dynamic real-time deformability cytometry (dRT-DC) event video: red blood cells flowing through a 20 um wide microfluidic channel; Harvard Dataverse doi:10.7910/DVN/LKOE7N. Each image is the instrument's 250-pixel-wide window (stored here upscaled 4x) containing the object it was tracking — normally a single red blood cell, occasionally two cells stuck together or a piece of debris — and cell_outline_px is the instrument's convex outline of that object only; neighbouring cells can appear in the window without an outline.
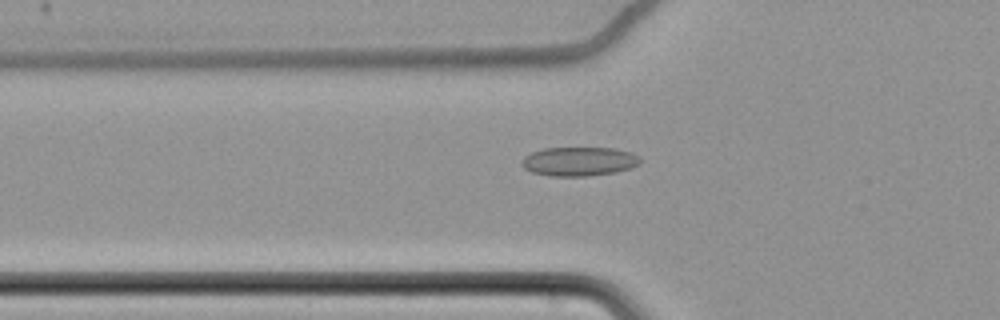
{"species": "common noctule bat (a hibernating species)", "species_latin": "Nyctalus noctula", "temperature_condition": "cold", "stored_images_in_passage": 61, "camera_frame_rate_fps": 3000, "um_per_image_px": 0.085, "animal": {"sex": "female", "body_mass_g": 22.7, "forearm_length_mm": 54.2}, "frame": {"image": 1, "passage_image": 23, "time_ms": 7.333, "image_size_px": [1000, 320], "cell_outline_px": [[640, 164], [632, 168], [616, 172], [588, 176], [548, 176], [532, 172], [524, 168], [520, 164], [524, 156], [532, 152], [544, 148], [616, 148], [632, 152], [640, 156]], "centroid_in_image_um": [49.24, 13.72], "position_along_channel_um": 76.6, "area_um2": 20.29}}
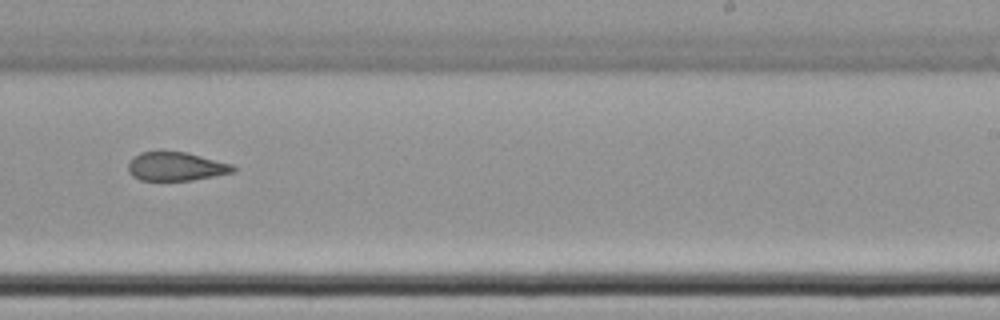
{"frame": {"image": 2, "passage_image": 40, "time_ms": 13.0, "image_size_px": [1000, 320], "cell_outline_px": [[236, 172], [192, 180], [140, 180], [132, 176], [128, 172], [128, 164], [140, 152], [160, 148], [188, 152], [232, 164], [236, 168]], "centroid_in_image_um": [14.95, 14.1], "position_along_channel_um": 274.1, "area_um2": 18.15}}
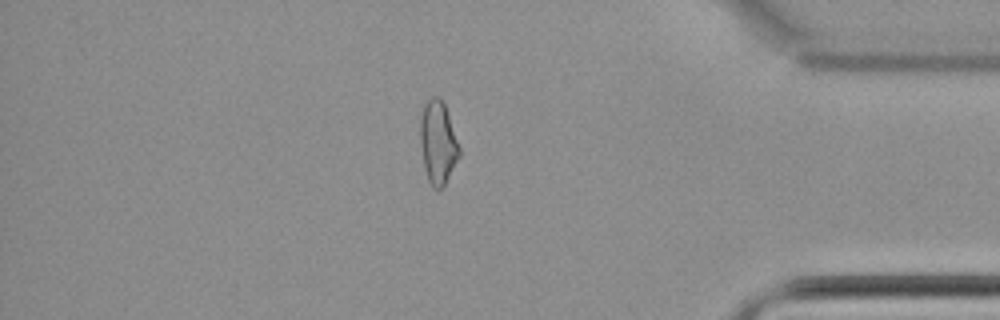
{"frame": {"image": 3, "passage_image": 53, "time_ms": 17.333, "image_size_px": [1000, 320], "cell_outline_px": [[460, 156], [444, 188], [432, 188], [428, 180], [424, 168], [420, 144], [420, 116], [424, 104], [432, 96], [440, 96], [444, 104], [460, 148]], "centroid_in_image_um": [37.22, 12.14], "position_along_channel_um": 398.0, "area_um2": 19.07}, "authors_computed_cell_mechanics": {"area_um2": 19.9988, "velocity_mm_per_s": 3.4973, "shape_relaxation_time_tau1_ms": null, "shape_relaxation_time_tau2_ms": 4.5923, "deformation_change_tau1": null, "deformation_change_tau2": 0.1205}}